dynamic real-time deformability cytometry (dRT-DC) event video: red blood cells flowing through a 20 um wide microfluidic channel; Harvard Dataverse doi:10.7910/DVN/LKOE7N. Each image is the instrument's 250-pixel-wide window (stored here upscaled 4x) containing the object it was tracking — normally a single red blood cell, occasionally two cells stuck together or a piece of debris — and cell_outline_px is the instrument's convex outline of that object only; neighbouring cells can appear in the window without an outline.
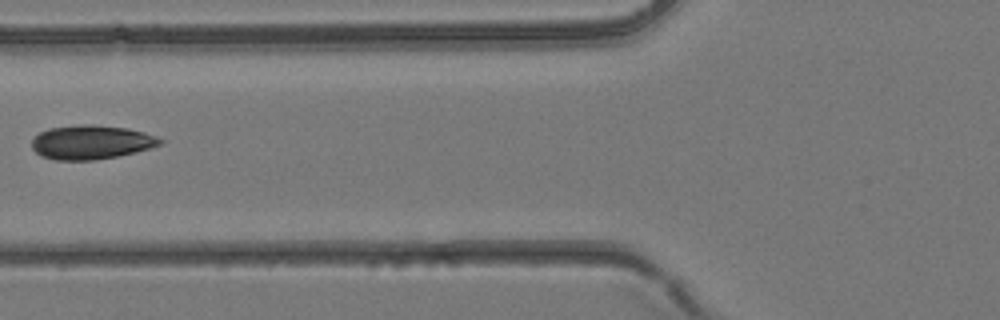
{"species": "common noctule bat (a hibernating species)", "species_latin": "Nyctalus noctula", "temperature_condition": "room temperature", "stored_images_in_passage": 2, "camera_frame_rate_fps": 3000, "um_per_image_px": 0.085, "animal": {"sex": "female", "body_mass_g": 24.6, "forearm_length_mm": 56.2}, "frame": {"image": 1, "passage_image": 2, "time_ms": 0.333, "image_size_px": [1000, 320], "cell_outline_px": [[164, 144], [136, 152], [96, 160], [56, 160], [40, 156], [32, 148], [32, 140], [40, 132], [48, 128], [84, 124], [92, 124], [128, 128], [144, 132], [156, 136], [164, 140]], "centroid_in_image_um": [7.77, 12.09], "position_along_channel_um": 118.0, "area_um2": 25.61}}